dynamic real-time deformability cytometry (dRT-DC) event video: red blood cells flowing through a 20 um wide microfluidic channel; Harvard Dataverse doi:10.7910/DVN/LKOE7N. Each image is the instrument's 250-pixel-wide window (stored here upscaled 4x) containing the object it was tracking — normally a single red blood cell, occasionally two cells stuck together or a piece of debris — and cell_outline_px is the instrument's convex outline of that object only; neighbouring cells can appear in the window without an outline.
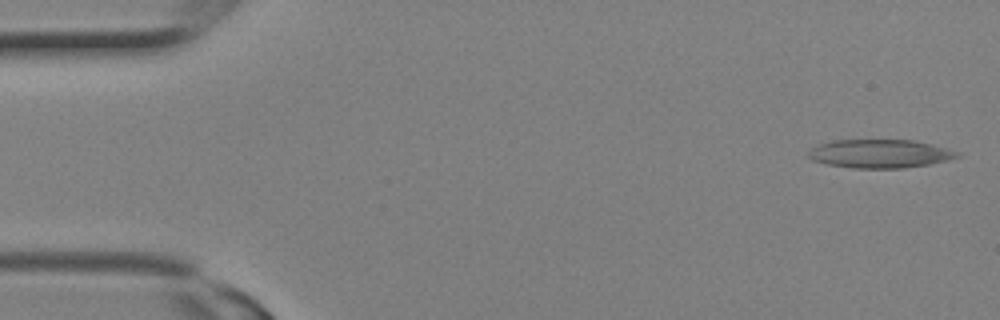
{"species": "Egyptian fruit bat (a non-hibernating species)", "species_latin": "Rousettus aegyptiacus", "temperature_condition": "room temperature", "stored_images_in_passage": 3, "camera_frame_rate_fps": 3000, "um_per_image_px": 0.085, "animal": {"sex": "female"}, "frame": {"image": 1, "passage_image": 1, "time_ms": 0.0, "image_size_px": [1000, 320], "cell_outline_px": [[960, 156], [948, 160], [928, 164], [904, 168], [852, 168], [828, 164], [812, 160], [808, 156], [808, 152], [812, 148], [820, 144], [832, 140], [912, 140], [960, 152]], "centroid_in_image_um": [74.77, 13.07], "position_along_channel_um": 10.2, "area_um2": 24.45}}